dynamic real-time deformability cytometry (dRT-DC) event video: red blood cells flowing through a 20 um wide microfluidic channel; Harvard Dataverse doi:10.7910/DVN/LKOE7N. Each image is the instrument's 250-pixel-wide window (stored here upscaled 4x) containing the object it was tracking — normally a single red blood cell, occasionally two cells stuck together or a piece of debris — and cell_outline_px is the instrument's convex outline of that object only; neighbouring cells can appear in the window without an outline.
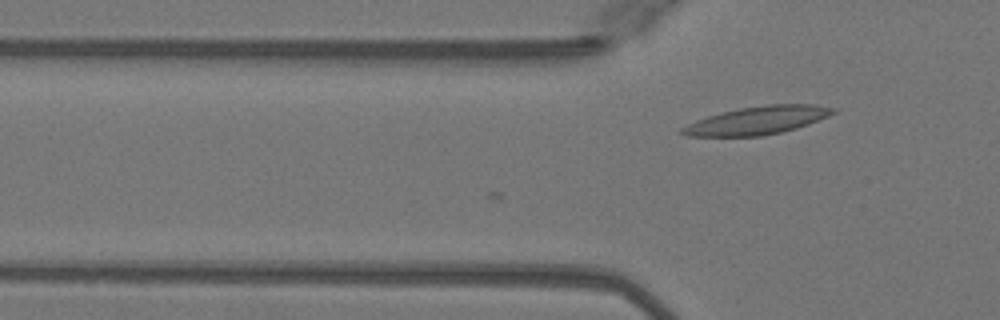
{"species": "Egyptian fruit bat (a non-hibernating species)", "species_latin": "Rousettus aegyptiacus", "temperature_condition": "warm", "stored_images_in_passage": 5, "camera_frame_rate_fps": 3000, "um_per_image_px": 0.085, "animal": {"sex": "female"}, "frame": {"image": 1, "passage_image": 5, "time_ms": 1.333, "image_size_px": [1000, 320], "cell_outline_px": [[836, 112], [828, 116], [808, 124], [796, 128], [780, 132], [760, 136], [684, 136], [676, 132], [680, 128], [696, 120], [708, 116], [740, 108], [768, 104], [816, 104], [836, 108]], "centroid_in_image_um": [64.35, 10.23], "position_along_channel_um": 61.4, "area_um2": 24.62}}